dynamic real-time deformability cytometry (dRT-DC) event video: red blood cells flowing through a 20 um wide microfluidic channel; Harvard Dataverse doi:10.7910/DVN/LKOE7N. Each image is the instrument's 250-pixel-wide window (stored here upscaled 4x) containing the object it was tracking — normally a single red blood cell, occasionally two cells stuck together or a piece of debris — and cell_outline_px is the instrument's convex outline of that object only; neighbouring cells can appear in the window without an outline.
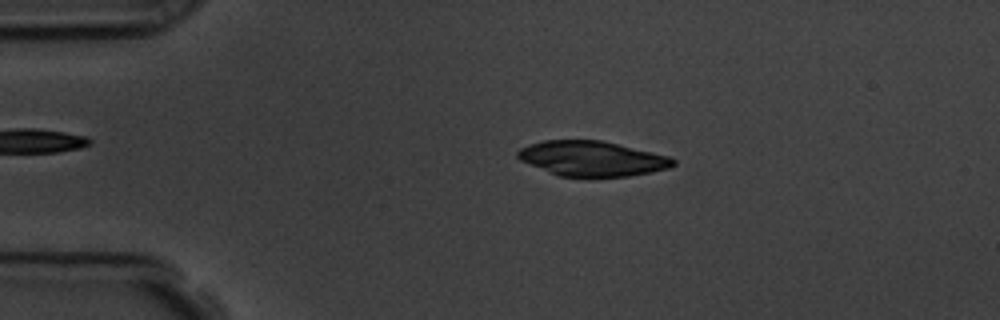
{"species": "common noctule bat (a hibernating species)", "species_latin": "Nyctalus noctula", "temperature_condition": "room temperature", "stored_images_in_passage": 56, "camera_frame_rate_fps": 3000, "um_per_image_px": 0.085, "animal": {"sex": "male", "body_mass_g": 19.5, "forearm_length_mm": 54.6}, "frame": {"image": 1, "passage_image": 11, "time_ms": 3.333, "image_size_px": [1000, 320], "cell_outline_px": [[676, 164], [668, 168], [628, 176], [560, 176], [520, 160], [516, 156], [516, 152], [520, 148], [544, 140], [600, 140], [668, 156], [676, 160]], "centroid_in_image_um": [50.31, 13.47], "position_along_channel_um": 34.7, "area_um2": 31.1}}